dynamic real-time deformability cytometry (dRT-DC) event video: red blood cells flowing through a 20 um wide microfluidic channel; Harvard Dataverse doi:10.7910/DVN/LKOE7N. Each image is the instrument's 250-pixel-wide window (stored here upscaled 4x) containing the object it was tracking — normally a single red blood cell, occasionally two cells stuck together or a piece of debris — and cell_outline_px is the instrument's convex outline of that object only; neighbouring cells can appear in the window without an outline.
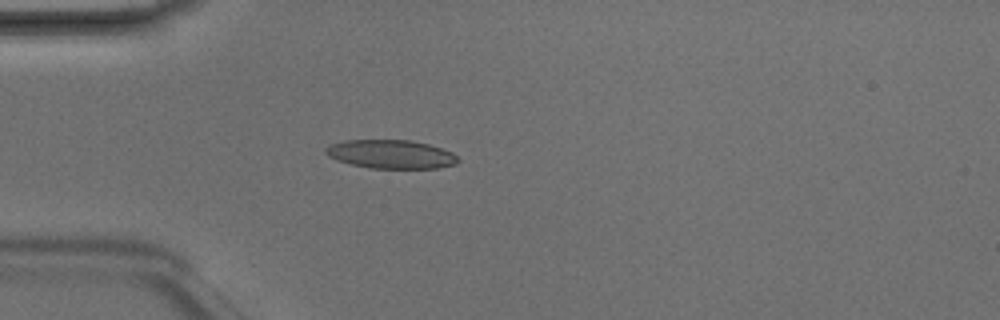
{"species": "Egyptian fruit bat (a non-hibernating species)", "species_latin": "Rousettus aegyptiacus", "temperature_condition": "room temperature", "stored_images_in_passage": 3, "camera_frame_rate_fps": 3000, "um_per_image_px": 0.085, "animal": {"sex": "male"}, "frame": {"image": 1, "passage_image": 3, "time_ms": 0.667, "image_size_px": [1000, 320], "cell_outline_px": [[460, 160], [456, 164], [436, 168], [372, 168], [352, 164], [336, 160], [328, 156], [324, 152], [324, 148], [332, 144], [344, 140], [412, 140], [428, 144], [452, 152]], "centroid_in_image_um": [33.22, 13.1], "position_along_channel_um": 51.8, "area_um2": 22.02}}